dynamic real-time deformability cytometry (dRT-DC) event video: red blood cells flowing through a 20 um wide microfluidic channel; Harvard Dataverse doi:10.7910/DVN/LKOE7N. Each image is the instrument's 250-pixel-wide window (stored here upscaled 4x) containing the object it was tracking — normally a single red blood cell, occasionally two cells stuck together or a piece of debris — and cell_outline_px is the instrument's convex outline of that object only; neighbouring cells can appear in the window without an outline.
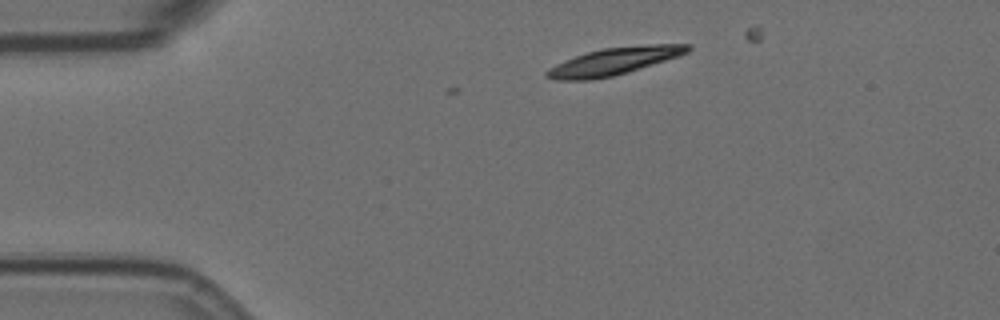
{"species": "Egyptian fruit bat (a non-hibernating species)", "species_latin": "Rousettus aegyptiacus", "temperature_condition": "room temperature", "stored_images_in_passage": 3, "camera_frame_rate_fps": 3000, "um_per_image_px": 0.085, "animal": {"sex": "female"}, "frame": {"image": 1, "passage_image": 1, "time_ms": 0.0, "image_size_px": [1000, 320], "cell_outline_px": [[692, 48], [688, 52], [628, 72], [612, 76], [592, 80], [556, 80], [544, 76], [544, 72], [548, 68], [564, 60], [588, 52], [604, 48], [648, 44], [692, 44]], "centroid_in_image_um": [52.15, 5.21], "position_along_channel_um": 32.9, "area_um2": 22.2}}